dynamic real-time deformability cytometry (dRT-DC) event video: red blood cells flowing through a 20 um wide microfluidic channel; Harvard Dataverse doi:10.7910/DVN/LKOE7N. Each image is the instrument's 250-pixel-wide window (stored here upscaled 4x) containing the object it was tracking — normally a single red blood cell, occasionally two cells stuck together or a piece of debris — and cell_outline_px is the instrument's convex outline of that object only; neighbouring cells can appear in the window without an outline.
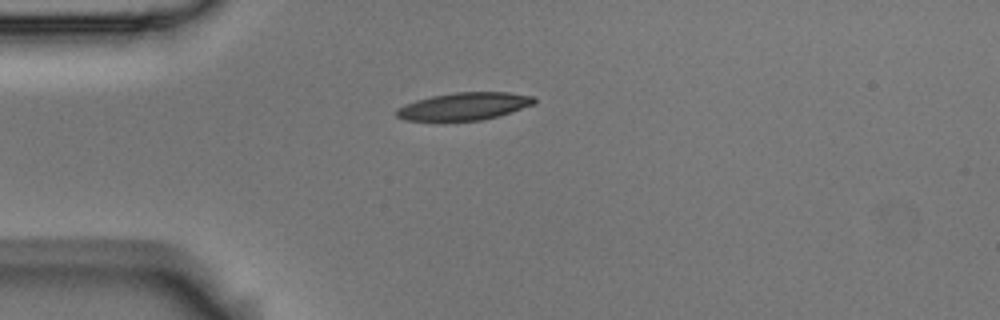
{"species": "Egyptian fruit bat (a non-hibernating species)", "species_latin": "Rousettus aegyptiacus", "temperature_condition": "room temperature", "stored_images_in_passage": 5, "camera_frame_rate_fps": 3000, "um_per_image_px": 0.085, "animal": {"sex": "male"}, "frame": {"image": 1, "passage_image": 5, "time_ms": 1.333, "image_size_px": [1000, 320], "cell_outline_px": [[536, 104], [496, 116], [480, 120], [404, 120], [396, 116], [396, 108], [404, 104], [416, 100], [432, 96], [456, 92], [508, 92], [536, 96]], "centroid_in_image_um": [39.47, 9.02], "position_along_channel_um": 45.5, "area_um2": 21.96}}